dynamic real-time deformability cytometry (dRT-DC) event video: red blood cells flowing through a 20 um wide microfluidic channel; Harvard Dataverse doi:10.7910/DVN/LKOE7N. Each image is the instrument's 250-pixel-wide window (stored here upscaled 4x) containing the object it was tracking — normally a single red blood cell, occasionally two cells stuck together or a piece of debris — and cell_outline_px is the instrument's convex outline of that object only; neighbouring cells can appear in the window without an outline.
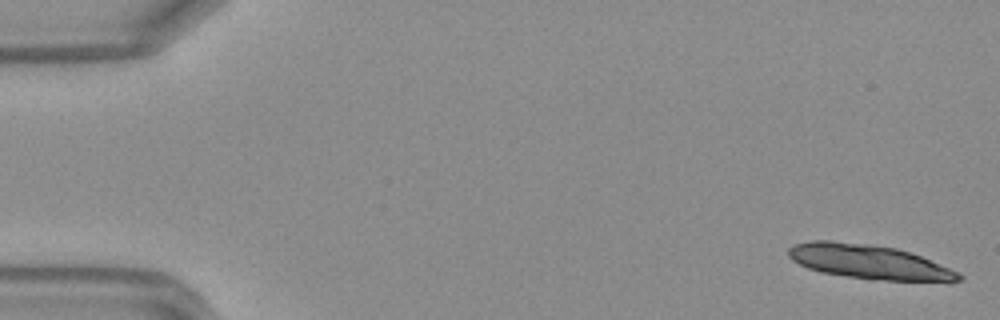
{"species": "Egyptian fruit bat (a non-hibernating species)", "species_latin": "Rousettus aegyptiacus", "temperature_condition": "warm", "stored_images_in_passage": 14, "camera_frame_rate_fps": 3000, "um_per_image_px": 0.085, "frame": {"image": 1, "passage_image": 1, "time_ms": 0.0, "image_size_px": [1000, 320], "cell_outline_px": [[964, 280], [868, 280], [820, 272], [808, 268], [792, 260], [788, 256], [788, 248], [796, 244], [812, 240], [832, 240], [868, 244], [896, 248], [920, 256], [960, 272], [964, 276]], "centroid_in_image_um": [73.81, 22.25], "position_along_channel_um": 11.2, "area_um2": 33.81}}